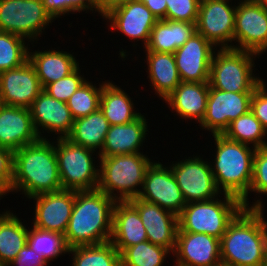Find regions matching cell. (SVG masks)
Returning <instances> with one entry per match:
<instances>
[{"label":"cell","instance_id":"6da1fadb","mask_svg":"<svg viewBox=\"0 0 267 266\" xmlns=\"http://www.w3.org/2000/svg\"><path fill=\"white\" fill-rule=\"evenodd\" d=\"M15 190L28 198L62 190L53 142L39 139L14 151L11 192Z\"/></svg>","mask_w":267,"mask_h":266},{"label":"cell","instance_id":"7a4b0ae2","mask_svg":"<svg viewBox=\"0 0 267 266\" xmlns=\"http://www.w3.org/2000/svg\"><path fill=\"white\" fill-rule=\"evenodd\" d=\"M116 202L98 189L76 191L72 214L64 234L68 247L110 242Z\"/></svg>","mask_w":267,"mask_h":266},{"label":"cell","instance_id":"3957f363","mask_svg":"<svg viewBox=\"0 0 267 266\" xmlns=\"http://www.w3.org/2000/svg\"><path fill=\"white\" fill-rule=\"evenodd\" d=\"M216 145L215 160L211 164L216 186L225 194L233 195L242 201L244 208L249 210H264V205L257 200L249 206L248 194L253 175V160L255 150L249 145L233 141L223 134L212 135ZM221 187V188H220Z\"/></svg>","mask_w":267,"mask_h":266},{"label":"cell","instance_id":"277c9868","mask_svg":"<svg viewBox=\"0 0 267 266\" xmlns=\"http://www.w3.org/2000/svg\"><path fill=\"white\" fill-rule=\"evenodd\" d=\"M264 210L243 208L220 238L221 263L231 266H262L267 244Z\"/></svg>","mask_w":267,"mask_h":266},{"label":"cell","instance_id":"5b68a950","mask_svg":"<svg viewBox=\"0 0 267 266\" xmlns=\"http://www.w3.org/2000/svg\"><path fill=\"white\" fill-rule=\"evenodd\" d=\"M99 158L98 190L116 201H129L139 196L142 189L136 187L143 186L145 173L152 163L148 156L133 153ZM114 191L120 192L119 195Z\"/></svg>","mask_w":267,"mask_h":266},{"label":"cell","instance_id":"8992f818","mask_svg":"<svg viewBox=\"0 0 267 266\" xmlns=\"http://www.w3.org/2000/svg\"><path fill=\"white\" fill-rule=\"evenodd\" d=\"M208 201L186 203L178 215V231L205 233L221 238L229 223L244 208L242 201L230 194Z\"/></svg>","mask_w":267,"mask_h":266},{"label":"cell","instance_id":"52a82bcc","mask_svg":"<svg viewBox=\"0 0 267 266\" xmlns=\"http://www.w3.org/2000/svg\"><path fill=\"white\" fill-rule=\"evenodd\" d=\"M219 49L213 53L209 85L225 92H254L263 81L253 74V57L257 54L234 48Z\"/></svg>","mask_w":267,"mask_h":266},{"label":"cell","instance_id":"ba28073f","mask_svg":"<svg viewBox=\"0 0 267 266\" xmlns=\"http://www.w3.org/2000/svg\"><path fill=\"white\" fill-rule=\"evenodd\" d=\"M55 152L62 189L72 191L95 190L99 183V169L93 163L95 151L73 144L67 138H57Z\"/></svg>","mask_w":267,"mask_h":266},{"label":"cell","instance_id":"9c48e42d","mask_svg":"<svg viewBox=\"0 0 267 266\" xmlns=\"http://www.w3.org/2000/svg\"><path fill=\"white\" fill-rule=\"evenodd\" d=\"M44 0H0V31L37 39L53 22Z\"/></svg>","mask_w":267,"mask_h":266},{"label":"cell","instance_id":"30bf717a","mask_svg":"<svg viewBox=\"0 0 267 266\" xmlns=\"http://www.w3.org/2000/svg\"><path fill=\"white\" fill-rule=\"evenodd\" d=\"M238 4L233 35L238 45L232 48L261 55L267 50V6L251 0Z\"/></svg>","mask_w":267,"mask_h":266},{"label":"cell","instance_id":"8fae6325","mask_svg":"<svg viewBox=\"0 0 267 266\" xmlns=\"http://www.w3.org/2000/svg\"><path fill=\"white\" fill-rule=\"evenodd\" d=\"M186 203L208 201L222 193L216 186L211 163L198 156L170 166Z\"/></svg>","mask_w":267,"mask_h":266},{"label":"cell","instance_id":"7c38bea8","mask_svg":"<svg viewBox=\"0 0 267 266\" xmlns=\"http://www.w3.org/2000/svg\"><path fill=\"white\" fill-rule=\"evenodd\" d=\"M229 1L205 0L199 5L196 32L215 45V48H232L228 42L233 41L237 6H230Z\"/></svg>","mask_w":267,"mask_h":266},{"label":"cell","instance_id":"4fadbf2b","mask_svg":"<svg viewBox=\"0 0 267 266\" xmlns=\"http://www.w3.org/2000/svg\"><path fill=\"white\" fill-rule=\"evenodd\" d=\"M254 92H225L210 86L202 129L213 135L223 134L231 121L246 114L251 108Z\"/></svg>","mask_w":267,"mask_h":266},{"label":"cell","instance_id":"5bb4252c","mask_svg":"<svg viewBox=\"0 0 267 266\" xmlns=\"http://www.w3.org/2000/svg\"><path fill=\"white\" fill-rule=\"evenodd\" d=\"M138 198L157 204L177 216L186 205L171 168L160 162H152L147 168Z\"/></svg>","mask_w":267,"mask_h":266},{"label":"cell","instance_id":"9a60e30c","mask_svg":"<svg viewBox=\"0 0 267 266\" xmlns=\"http://www.w3.org/2000/svg\"><path fill=\"white\" fill-rule=\"evenodd\" d=\"M214 50L217 48L197 32L179 47L174 58L181 82H209Z\"/></svg>","mask_w":267,"mask_h":266},{"label":"cell","instance_id":"2e32d148","mask_svg":"<svg viewBox=\"0 0 267 266\" xmlns=\"http://www.w3.org/2000/svg\"><path fill=\"white\" fill-rule=\"evenodd\" d=\"M43 91L36 70L28 60L23 65L0 72V104L30 108Z\"/></svg>","mask_w":267,"mask_h":266},{"label":"cell","instance_id":"e0dca14e","mask_svg":"<svg viewBox=\"0 0 267 266\" xmlns=\"http://www.w3.org/2000/svg\"><path fill=\"white\" fill-rule=\"evenodd\" d=\"M76 191L59 190L31 197L36 201L33 226L65 234L75 203Z\"/></svg>","mask_w":267,"mask_h":266},{"label":"cell","instance_id":"ac0fdd59","mask_svg":"<svg viewBox=\"0 0 267 266\" xmlns=\"http://www.w3.org/2000/svg\"><path fill=\"white\" fill-rule=\"evenodd\" d=\"M102 17L111 22V30L117 29L130 39L143 40L144 48L148 44L150 33L158 21V18L146 5L137 0L120 4L106 12Z\"/></svg>","mask_w":267,"mask_h":266},{"label":"cell","instance_id":"d6986e66","mask_svg":"<svg viewBox=\"0 0 267 266\" xmlns=\"http://www.w3.org/2000/svg\"><path fill=\"white\" fill-rule=\"evenodd\" d=\"M139 213L148 241L169 249L173 253L178 232V216L157 204L138 197L128 201Z\"/></svg>","mask_w":267,"mask_h":266},{"label":"cell","instance_id":"ffe728a7","mask_svg":"<svg viewBox=\"0 0 267 266\" xmlns=\"http://www.w3.org/2000/svg\"><path fill=\"white\" fill-rule=\"evenodd\" d=\"M173 254L175 266H218L220 239L205 233L178 231Z\"/></svg>","mask_w":267,"mask_h":266},{"label":"cell","instance_id":"44dd1931","mask_svg":"<svg viewBox=\"0 0 267 266\" xmlns=\"http://www.w3.org/2000/svg\"><path fill=\"white\" fill-rule=\"evenodd\" d=\"M32 123L40 139H47L41 136L42 131L56 132L57 138H66L72 130L74 118L66 102L57 100L42 91L33 101L29 108Z\"/></svg>","mask_w":267,"mask_h":266},{"label":"cell","instance_id":"7402d4cb","mask_svg":"<svg viewBox=\"0 0 267 266\" xmlns=\"http://www.w3.org/2000/svg\"><path fill=\"white\" fill-rule=\"evenodd\" d=\"M39 139L29 108L0 104V147L14 152Z\"/></svg>","mask_w":267,"mask_h":266},{"label":"cell","instance_id":"603a6c76","mask_svg":"<svg viewBox=\"0 0 267 266\" xmlns=\"http://www.w3.org/2000/svg\"><path fill=\"white\" fill-rule=\"evenodd\" d=\"M147 240L138 211L128 201H117L113 209L110 242L121 254L127 247Z\"/></svg>","mask_w":267,"mask_h":266},{"label":"cell","instance_id":"cb8c5ba5","mask_svg":"<svg viewBox=\"0 0 267 266\" xmlns=\"http://www.w3.org/2000/svg\"><path fill=\"white\" fill-rule=\"evenodd\" d=\"M147 123L146 118L141 114L130 123L111 125L103 148L98 153L99 157L140 153V146L148 131Z\"/></svg>","mask_w":267,"mask_h":266},{"label":"cell","instance_id":"d4e9b609","mask_svg":"<svg viewBox=\"0 0 267 266\" xmlns=\"http://www.w3.org/2000/svg\"><path fill=\"white\" fill-rule=\"evenodd\" d=\"M209 89V82H181L164 101L181 119H196L200 125L205 116Z\"/></svg>","mask_w":267,"mask_h":266},{"label":"cell","instance_id":"484cf974","mask_svg":"<svg viewBox=\"0 0 267 266\" xmlns=\"http://www.w3.org/2000/svg\"><path fill=\"white\" fill-rule=\"evenodd\" d=\"M73 54L50 50L29 52V61L34 66L42 88L72 73L79 63Z\"/></svg>","mask_w":267,"mask_h":266},{"label":"cell","instance_id":"4316f807","mask_svg":"<svg viewBox=\"0 0 267 266\" xmlns=\"http://www.w3.org/2000/svg\"><path fill=\"white\" fill-rule=\"evenodd\" d=\"M196 32L192 22L158 20L145 49L160 53H174Z\"/></svg>","mask_w":267,"mask_h":266},{"label":"cell","instance_id":"83f0119b","mask_svg":"<svg viewBox=\"0 0 267 266\" xmlns=\"http://www.w3.org/2000/svg\"><path fill=\"white\" fill-rule=\"evenodd\" d=\"M151 86L156 94L167 98L181 83L174 53H160L145 50Z\"/></svg>","mask_w":267,"mask_h":266},{"label":"cell","instance_id":"f1b7e54d","mask_svg":"<svg viewBox=\"0 0 267 266\" xmlns=\"http://www.w3.org/2000/svg\"><path fill=\"white\" fill-rule=\"evenodd\" d=\"M110 126V123L98 108L88 116L74 119L72 130L66 138L73 144L93 151L99 148L100 152Z\"/></svg>","mask_w":267,"mask_h":266},{"label":"cell","instance_id":"f546056e","mask_svg":"<svg viewBox=\"0 0 267 266\" xmlns=\"http://www.w3.org/2000/svg\"><path fill=\"white\" fill-rule=\"evenodd\" d=\"M99 108L110 125L127 124L141 115L134 111V104L130 96L109 81L103 85Z\"/></svg>","mask_w":267,"mask_h":266},{"label":"cell","instance_id":"4dcf8cb0","mask_svg":"<svg viewBox=\"0 0 267 266\" xmlns=\"http://www.w3.org/2000/svg\"><path fill=\"white\" fill-rule=\"evenodd\" d=\"M28 229L21 220L6 211L0 214V264L8 266L27 243Z\"/></svg>","mask_w":267,"mask_h":266},{"label":"cell","instance_id":"1f68e13d","mask_svg":"<svg viewBox=\"0 0 267 266\" xmlns=\"http://www.w3.org/2000/svg\"><path fill=\"white\" fill-rule=\"evenodd\" d=\"M223 135L242 144H253L254 149L267 146V132L251 110L231 121Z\"/></svg>","mask_w":267,"mask_h":266},{"label":"cell","instance_id":"d6a6232c","mask_svg":"<svg viewBox=\"0 0 267 266\" xmlns=\"http://www.w3.org/2000/svg\"><path fill=\"white\" fill-rule=\"evenodd\" d=\"M72 266H121L119 251L111 242L69 248Z\"/></svg>","mask_w":267,"mask_h":266},{"label":"cell","instance_id":"836d02e7","mask_svg":"<svg viewBox=\"0 0 267 266\" xmlns=\"http://www.w3.org/2000/svg\"><path fill=\"white\" fill-rule=\"evenodd\" d=\"M27 244L47 262L57 259L62 253H69V247L62 233L41 230L34 226L28 231Z\"/></svg>","mask_w":267,"mask_h":266},{"label":"cell","instance_id":"e575fe53","mask_svg":"<svg viewBox=\"0 0 267 266\" xmlns=\"http://www.w3.org/2000/svg\"><path fill=\"white\" fill-rule=\"evenodd\" d=\"M170 250L143 241L127 247L121 254V266H163Z\"/></svg>","mask_w":267,"mask_h":266},{"label":"cell","instance_id":"d590c367","mask_svg":"<svg viewBox=\"0 0 267 266\" xmlns=\"http://www.w3.org/2000/svg\"><path fill=\"white\" fill-rule=\"evenodd\" d=\"M22 36L0 31V72L17 68L29 60Z\"/></svg>","mask_w":267,"mask_h":266},{"label":"cell","instance_id":"8d00e7d4","mask_svg":"<svg viewBox=\"0 0 267 266\" xmlns=\"http://www.w3.org/2000/svg\"><path fill=\"white\" fill-rule=\"evenodd\" d=\"M105 83L106 81L96 88L86 80L68 99L66 103L74 119L88 116L99 108L100 96Z\"/></svg>","mask_w":267,"mask_h":266},{"label":"cell","instance_id":"74e56055","mask_svg":"<svg viewBox=\"0 0 267 266\" xmlns=\"http://www.w3.org/2000/svg\"><path fill=\"white\" fill-rule=\"evenodd\" d=\"M86 81L80 74L79 66L69 75L54 81L43 88L49 96L67 102L75 91Z\"/></svg>","mask_w":267,"mask_h":266},{"label":"cell","instance_id":"f35d334b","mask_svg":"<svg viewBox=\"0 0 267 266\" xmlns=\"http://www.w3.org/2000/svg\"><path fill=\"white\" fill-rule=\"evenodd\" d=\"M166 20L197 23L199 0H166Z\"/></svg>","mask_w":267,"mask_h":266},{"label":"cell","instance_id":"ab89813d","mask_svg":"<svg viewBox=\"0 0 267 266\" xmlns=\"http://www.w3.org/2000/svg\"><path fill=\"white\" fill-rule=\"evenodd\" d=\"M249 191L267 195V146L255 150Z\"/></svg>","mask_w":267,"mask_h":266},{"label":"cell","instance_id":"60d3db41","mask_svg":"<svg viewBox=\"0 0 267 266\" xmlns=\"http://www.w3.org/2000/svg\"><path fill=\"white\" fill-rule=\"evenodd\" d=\"M13 154L14 152L12 150L0 147V197L4 196L8 192H11Z\"/></svg>","mask_w":267,"mask_h":266},{"label":"cell","instance_id":"b9f144b4","mask_svg":"<svg viewBox=\"0 0 267 266\" xmlns=\"http://www.w3.org/2000/svg\"><path fill=\"white\" fill-rule=\"evenodd\" d=\"M250 110L254 113L255 117L267 132V88L264 81H262L254 90L251 98Z\"/></svg>","mask_w":267,"mask_h":266},{"label":"cell","instance_id":"7bdbcfd3","mask_svg":"<svg viewBox=\"0 0 267 266\" xmlns=\"http://www.w3.org/2000/svg\"><path fill=\"white\" fill-rule=\"evenodd\" d=\"M47 263L42 255L37 254L26 243L8 266H47Z\"/></svg>","mask_w":267,"mask_h":266},{"label":"cell","instance_id":"ee69618b","mask_svg":"<svg viewBox=\"0 0 267 266\" xmlns=\"http://www.w3.org/2000/svg\"><path fill=\"white\" fill-rule=\"evenodd\" d=\"M44 3L53 20L68 13V0H44Z\"/></svg>","mask_w":267,"mask_h":266},{"label":"cell","instance_id":"f6af8a7d","mask_svg":"<svg viewBox=\"0 0 267 266\" xmlns=\"http://www.w3.org/2000/svg\"><path fill=\"white\" fill-rule=\"evenodd\" d=\"M146 5V7L158 18L166 20V0H137Z\"/></svg>","mask_w":267,"mask_h":266},{"label":"cell","instance_id":"bcb514c9","mask_svg":"<svg viewBox=\"0 0 267 266\" xmlns=\"http://www.w3.org/2000/svg\"><path fill=\"white\" fill-rule=\"evenodd\" d=\"M89 9L90 11L95 9V12H98L95 0H68V13L89 11Z\"/></svg>","mask_w":267,"mask_h":266},{"label":"cell","instance_id":"7dc6e473","mask_svg":"<svg viewBox=\"0 0 267 266\" xmlns=\"http://www.w3.org/2000/svg\"><path fill=\"white\" fill-rule=\"evenodd\" d=\"M130 0H95L97 8H98V13L103 16L106 12L111 10L112 8L126 3Z\"/></svg>","mask_w":267,"mask_h":266},{"label":"cell","instance_id":"c3c4849f","mask_svg":"<svg viewBox=\"0 0 267 266\" xmlns=\"http://www.w3.org/2000/svg\"><path fill=\"white\" fill-rule=\"evenodd\" d=\"M262 266H267V244L264 250V257H263V263Z\"/></svg>","mask_w":267,"mask_h":266},{"label":"cell","instance_id":"681fc988","mask_svg":"<svg viewBox=\"0 0 267 266\" xmlns=\"http://www.w3.org/2000/svg\"><path fill=\"white\" fill-rule=\"evenodd\" d=\"M251 1L267 6V0H251Z\"/></svg>","mask_w":267,"mask_h":266},{"label":"cell","instance_id":"f907efd6","mask_svg":"<svg viewBox=\"0 0 267 266\" xmlns=\"http://www.w3.org/2000/svg\"><path fill=\"white\" fill-rule=\"evenodd\" d=\"M218 266H231V265H227V264H224V263H220Z\"/></svg>","mask_w":267,"mask_h":266}]
</instances>
